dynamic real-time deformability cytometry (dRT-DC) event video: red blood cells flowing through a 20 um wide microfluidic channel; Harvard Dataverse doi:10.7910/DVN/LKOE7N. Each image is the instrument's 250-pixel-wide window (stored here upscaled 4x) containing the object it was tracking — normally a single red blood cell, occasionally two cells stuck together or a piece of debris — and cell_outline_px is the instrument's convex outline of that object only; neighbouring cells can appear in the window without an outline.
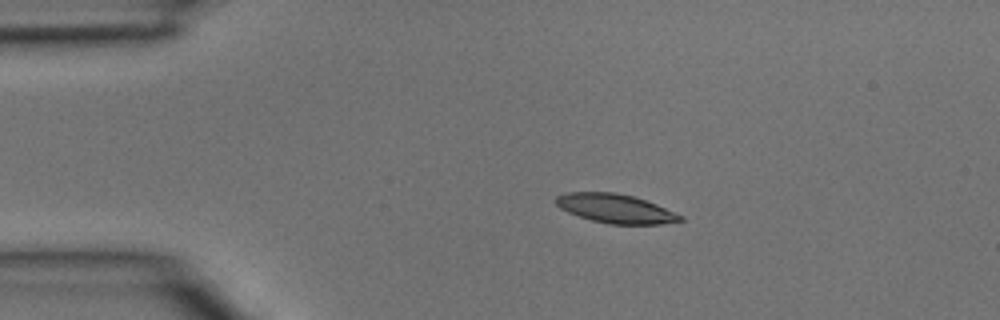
{"species": "common noctule bat (a hibernating species)", "species_latin": "Nyctalus noctula", "temperature_condition": "room temperature", "stored_images_in_passage": 3, "camera_frame_rate_fps": 3000, "um_per_image_px": 0.085, "animal": {"sex": "male", "body_mass_g": 15.6}, "frame": {"image": 1, "passage_image": 2, "time_ms": 0.333, "image_size_px": [1000, 320], "cell_outline_px": [[684, 220], [660, 224], [608, 224], [592, 220], [568, 212], [560, 208], [556, 204], [556, 196], [568, 192], [612, 192], [632, 196], [656, 204], [684, 216]], "centroid_in_image_um": [52.32, 17.73], "position_along_channel_um": 32.7, "area_um2": 20.81}}